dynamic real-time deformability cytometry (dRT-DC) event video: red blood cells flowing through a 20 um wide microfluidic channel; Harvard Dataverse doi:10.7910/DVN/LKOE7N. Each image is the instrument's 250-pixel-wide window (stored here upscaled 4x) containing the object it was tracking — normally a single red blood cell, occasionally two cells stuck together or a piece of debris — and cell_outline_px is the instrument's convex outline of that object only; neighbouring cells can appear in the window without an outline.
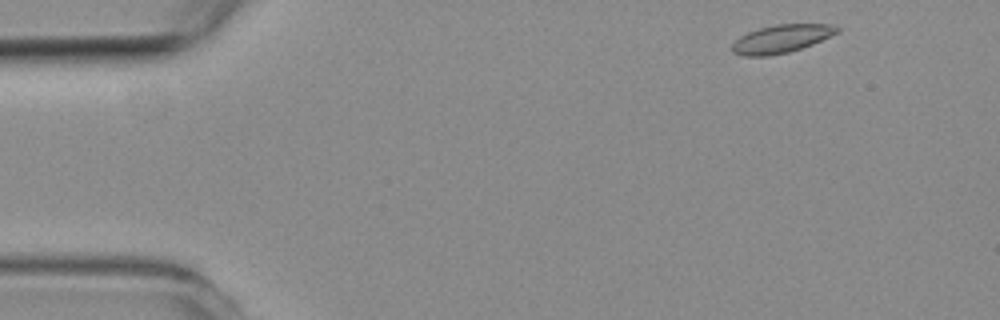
{"species": "common noctule bat (a hibernating species)", "species_latin": "Nyctalus noctula", "temperature_condition": "room temperature", "stored_images_in_passage": 3, "camera_frame_rate_fps": 3000, "um_per_image_px": 0.085, "animal": {"sex": "female", "body_mass_g": 19.3, "forearm_length_mm": 54.1}, "frame": {"image": 1, "passage_image": 1, "time_ms": 0.0, "image_size_px": [1000, 320], "cell_outline_px": [[840, 32], [812, 44], [788, 52], [768, 56], [744, 56], [732, 52], [732, 44], [740, 36], [748, 32], [760, 28], [776, 24], [828, 24], [840, 28]], "centroid_in_image_um": [66.41, 3.3], "position_along_channel_um": 18.6, "area_um2": 17.05}}
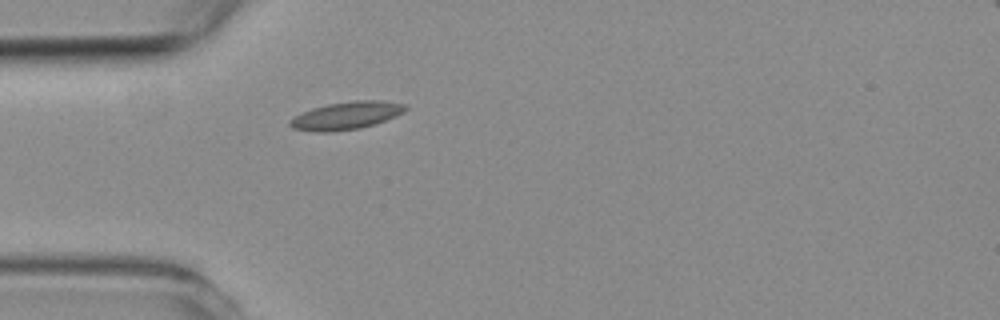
{"frame": {"image": 2, "passage_image": 3, "time_ms": 3.333, "image_size_px": [1000, 320], "cell_outline_px": [[408, 108], [404, 112], [384, 120], [360, 128], [328, 132], [320, 132], [292, 128], [288, 124], [288, 120], [312, 108], [328, 104], [352, 100], [380, 100], [408, 104]], "centroid_in_image_um": [29.45, 9.81], "position_along_channel_um": 55.6, "area_um2": 18.5}}